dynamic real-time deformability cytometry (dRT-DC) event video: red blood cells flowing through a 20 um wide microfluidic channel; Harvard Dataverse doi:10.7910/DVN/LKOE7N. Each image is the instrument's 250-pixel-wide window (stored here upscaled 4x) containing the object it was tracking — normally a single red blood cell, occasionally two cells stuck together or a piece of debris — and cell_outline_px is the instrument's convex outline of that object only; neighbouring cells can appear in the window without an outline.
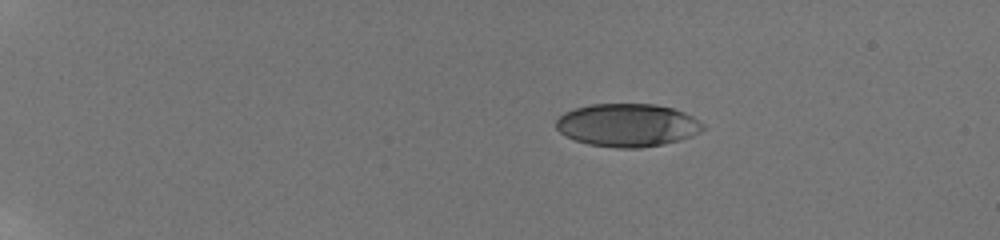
{"species": "human", "species_latin": "Homo sapiens", "temperature_condition": "room temperature", "stored_images_in_passage": 46, "camera_frame_rate_fps": 3000, "um_per_image_px": 0.085, "donor": {"sex": "male"}, "frame": {"image": 1, "passage_image": 1, "time_ms": 0.0, "image_size_px": [1000, 240], "cell_outline_px": [[708, 128], [692, 136], [680, 140], [664, 144], [640, 148], [616, 148], [588, 144], [576, 140], [560, 132], [556, 128], [556, 120], [564, 112], [576, 108], [592, 104], [656, 104], [672, 108], [684, 112], [700, 120]], "centroid_in_image_um": [53.38, 10.64], "position_along_channel_um": 31.6, "area_um2": 36.99}}
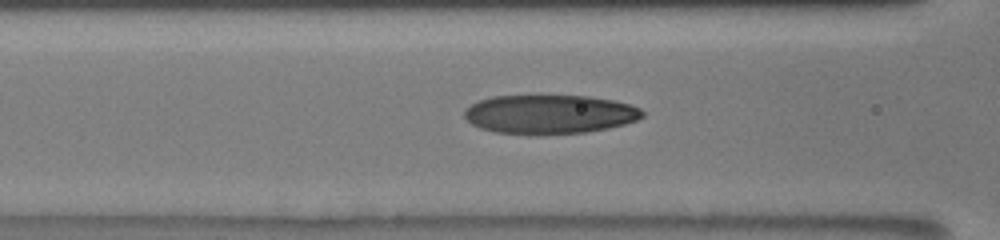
{"frame": {"image": 2, "passage_image": 17, "time_ms": 5.333, "image_size_px": [1000, 240], "cell_outline_px": [[644, 116], [636, 120], [624, 124], [608, 128], [584, 132], [496, 132], [480, 128], [472, 124], [464, 116], [464, 108], [480, 100], [492, 96], [588, 96], [612, 100], [628, 104], [640, 108], [644, 112]], "centroid_in_image_um": [46.72, 9.68], "position_along_channel_um": 119.9, "area_um2": 39.42}}
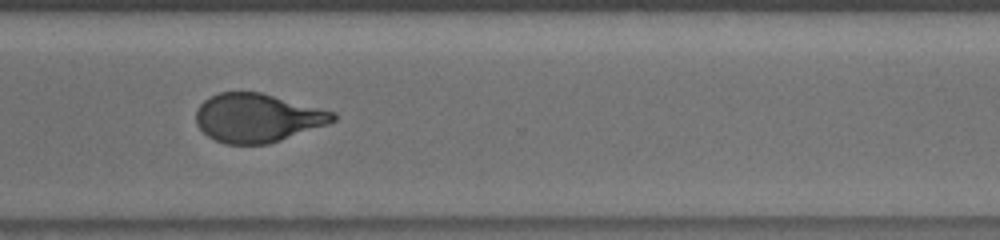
{"frame": {"image": 3, "passage_image": 35, "time_ms": 11.333, "image_size_px": [1000, 240], "cell_outline_px": [[336, 120], [328, 124], [268, 144], [228, 144], [216, 140], [208, 136], [196, 124], [196, 112], [200, 104], [204, 100], [220, 92], [260, 92], [336, 112]], "centroid_in_image_um": [21.88, 10.02], "position_along_channel_um": 348.7, "area_um2": 38.55}, "authors_computed_cell_mechanics": {"area_um2": 39.2173, "velocity_mm_per_s": 3.8197, "shape_relaxation_time_tau1_ms": 4.4443, "shape_relaxation_time_tau2_ms": 1.2113, "deformation_change_tau1": 0.2068, "deformation_change_tau2": 0.0798}}